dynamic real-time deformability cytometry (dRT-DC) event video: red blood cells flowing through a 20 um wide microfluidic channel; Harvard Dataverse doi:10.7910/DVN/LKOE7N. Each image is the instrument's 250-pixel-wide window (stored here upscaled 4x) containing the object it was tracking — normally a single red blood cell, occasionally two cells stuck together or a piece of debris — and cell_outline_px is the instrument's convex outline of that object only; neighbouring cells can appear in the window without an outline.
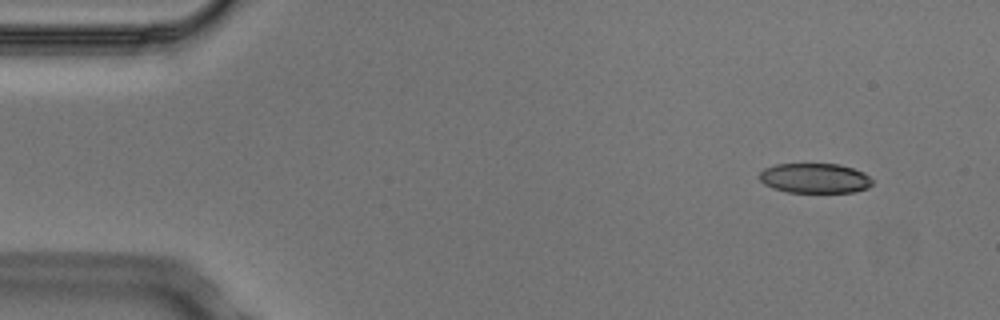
{"species": "Egyptian fruit bat (a non-hibernating species)", "species_latin": "Rousettus aegyptiacus", "temperature_condition": "cold", "stored_images_in_passage": 6, "camera_frame_rate_fps": 3000, "um_per_image_px": 0.085, "animal": {"sex": "male"}, "frame": {"image": 1, "passage_image": 2, "time_ms": 0.333, "image_size_px": [1000, 320], "cell_outline_px": [[872, 184], [868, 188], [852, 192], [788, 192], [772, 188], [764, 184], [760, 180], [760, 172], [764, 168], [776, 164], [840, 164], [864, 172], [872, 180]], "centroid_in_image_um": [69.25, 15.14], "position_along_channel_um": 15.7, "area_um2": 19.65}}
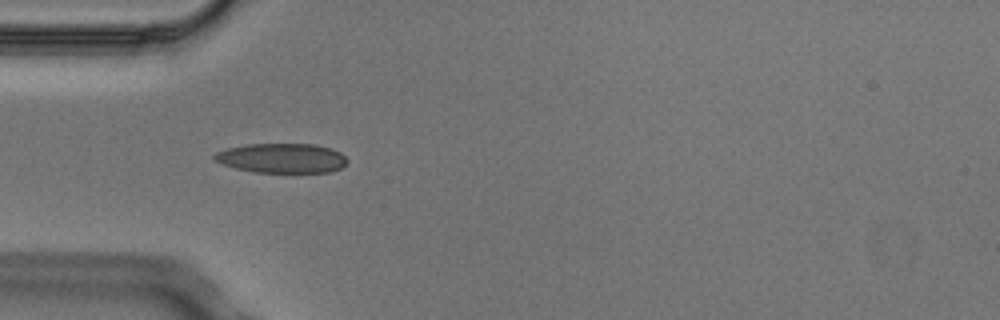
{"frame": {"image": 2, "passage_image": 5, "time_ms": 1.333, "image_size_px": [1000, 320], "cell_outline_px": [[348, 160], [340, 168], [332, 172], [256, 172], [236, 168], [224, 164], [216, 160], [212, 156], [216, 152], [228, 148], [248, 144], [316, 144], [332, 148], [340, 152]], "centroid_in_image_um": [23.99, 13.43], "position_along_channel_um": 61.0, "area_um2": 22.77}}
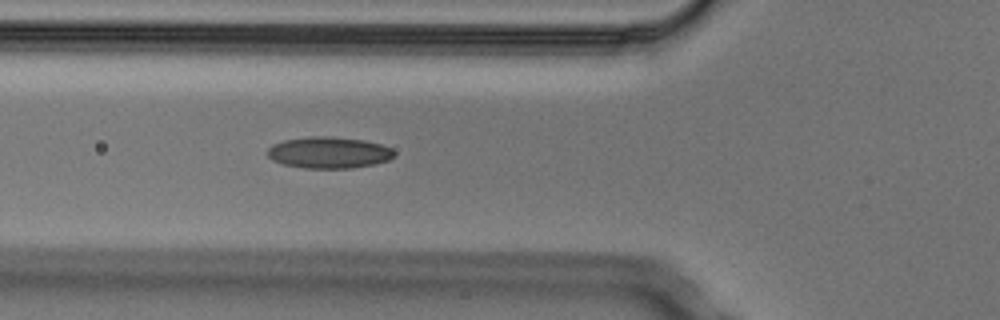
{"frame": {"image": 3, "passage_image": 6, "time_ms": 1.667, "image_size_px": [1000, 320], "cell_outline_px": [[396, 152], [388, 160], [372, 164], [352, 168], [304, 168], [284, 164], [272, 160], [268, 156], [268, 148], [272, 144], [284, 140], [308, 136], [332, 136], [364, 140], [380, 144], [392, 148]], "centroid_in_image_um": [27.94, 12.96], "position_along_channel_um": 97.9, "area_um2": 23.24}}